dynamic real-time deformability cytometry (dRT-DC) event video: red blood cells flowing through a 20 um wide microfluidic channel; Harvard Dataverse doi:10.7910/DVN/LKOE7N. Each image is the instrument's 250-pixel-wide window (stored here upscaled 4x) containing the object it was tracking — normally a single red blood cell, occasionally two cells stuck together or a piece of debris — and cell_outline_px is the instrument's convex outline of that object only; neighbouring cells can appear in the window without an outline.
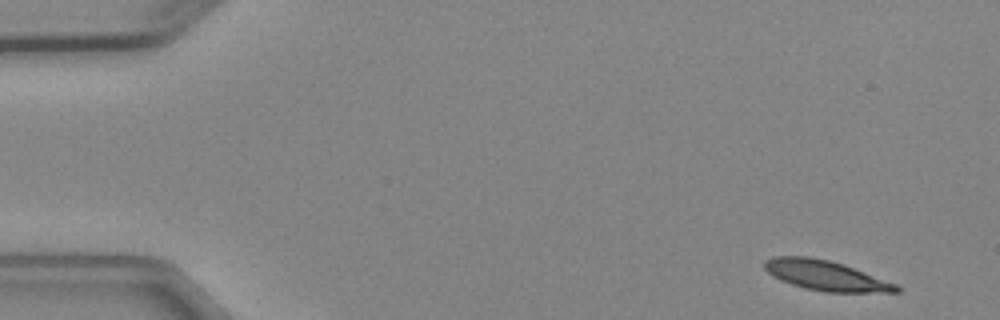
{"species": "Egyptian fruit bat (a non-hibernating species)", "species_latin": "Rousettus aegyptiacus", "temperature_condition": "cold", "stored_images_in_passage": 4, "camera_frame_rate_fps": 3000, "um_per_image_px": 0.085, "animal": {"sex": "female"}, "frame": {"image": 1, "passage_image": 1, "time_ms": 0.0, "image_size_px": [1000, 320], "cell_outline_px": [[900, 292], [824, 292], [804, 288], [780, 280], [772, 276], [764, 268], [764, 260], [776, 256], [808, 256], [828, 260], [844, 264], [896, 284], [900, 288]], "centroid_in_image_um": [70.16, 23.41], "position_along_channel_um": 14.8, "area_um2": 22.95}}
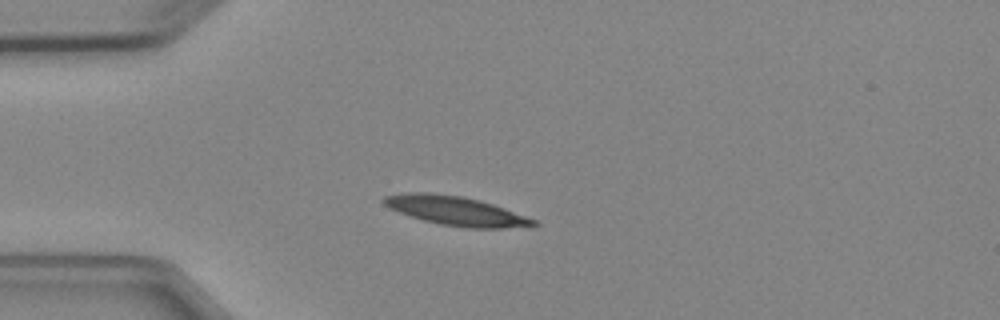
{"frame": {"image": 2, "passage_image": 4, "time_ms": 3.333, "image_size_px": [1000, 320], "cell_outline_px": [[540, 224], [504, 228], [468, 228], [440, 224], [424, 220], [388, 208], [380, 200], [384, 196], [408, 192], [432, 192], [464, 196], [480, 200], [504, 208], [536, 220]], "centroid_in_image_um": [38.7, 17.9], "position_along_channel_um": 46.3, "area_um2": 25.26}}